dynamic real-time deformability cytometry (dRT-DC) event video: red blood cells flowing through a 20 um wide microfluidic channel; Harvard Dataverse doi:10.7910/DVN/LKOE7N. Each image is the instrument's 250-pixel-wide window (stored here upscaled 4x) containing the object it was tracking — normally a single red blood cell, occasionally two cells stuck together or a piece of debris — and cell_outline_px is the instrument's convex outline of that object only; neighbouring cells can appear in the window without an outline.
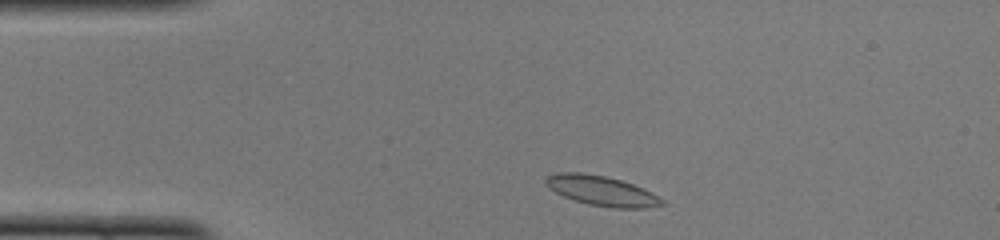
{"species": "common noctule bat (a hibernating species)", "species_latin": "Nyctalus noctula", "temperature_condition": "cold", "stored_images_in_passage": 40, "camera_frame_rate_fps": 3000, "um_per_image_px": 0.085, "animal": {"sex": "female", "body_mass_g": 22.0, "forearm_length_mm": 56.7}, "frame": {"image": 1, "passage_image": 1, "time_ms": 0.0, "image_size_px": [1000, 240], "cell_outline_px": [[664, 204], [644, 208], [612, 208], [588, 204], [564, 196], [548, 188], [544, 184], [544, 180], [548, 176], [556, 172], [580, 172], [604, 176], [620, 180], [632, 184], [652, 192], [664, 200]], "centroid_in_image_um": [51.11, 16.21], "position_along_channel_um": 33.9, "area_um2": 20.11}}
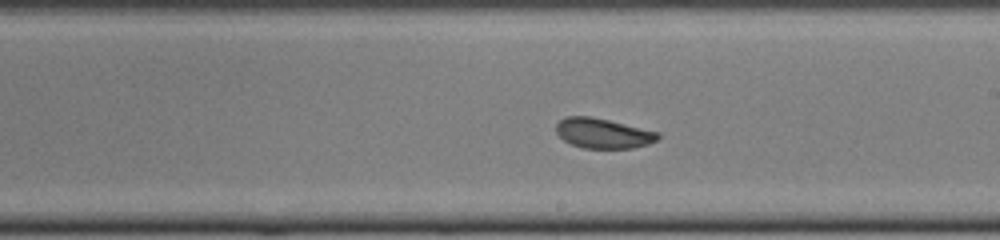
{"frame": {"image": 2, "passage_image": 19, "time_ms": 6.0, "image_size_px": [1000, 240], "cell_outline_px": [[660, 136], [656, 140], [648, 144], [632, 148], [584, 148], [572, 144], [564, 140], [556, 132], [556, 124], [564, 116], [592, 116], [660, 132]], "centroid_in_image_um": [51.26, 11.32], "position_along_channel_um": 237.7, "area_um2": 17.8}}
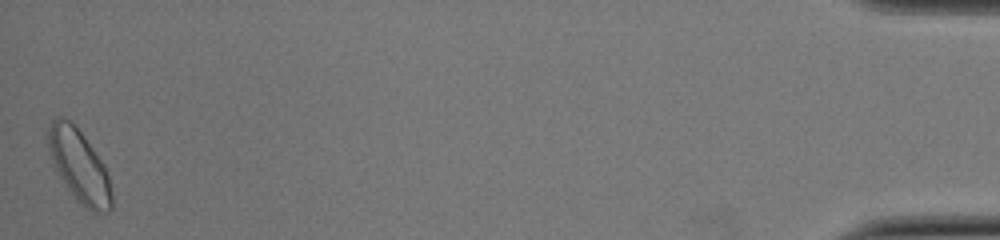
{"frame": {"image": 3, "passage_image": 40, "time_ms": 13.0, "image_size_px": [1000, 240], "cell_outline_px": [[112, 208], [108, 212], [92, 212], [76, 200], [68, 188], [56, 168], [48, 152], [48, 128], [52, 120], [56, 116], [64, 116], [84, 136], [104, 164], [108, 176], [112, 192]], "centroid_in_image_um": [6.74, 14.1], "position_along_channel_um": 428.5, "area_um2": 26.47}, "authors_computed_cell_mechanics": {"area_um2": 18.9873, "velocity_mm_per_s": 4.0464, "shape_relaxation_time_tau1_ms": 5.2357, "shape_relaxation_time_tau2_ms": 1.3216, "deformation_change_tau1": 0.0952, "deformation_change_tau2": 0.0517}}